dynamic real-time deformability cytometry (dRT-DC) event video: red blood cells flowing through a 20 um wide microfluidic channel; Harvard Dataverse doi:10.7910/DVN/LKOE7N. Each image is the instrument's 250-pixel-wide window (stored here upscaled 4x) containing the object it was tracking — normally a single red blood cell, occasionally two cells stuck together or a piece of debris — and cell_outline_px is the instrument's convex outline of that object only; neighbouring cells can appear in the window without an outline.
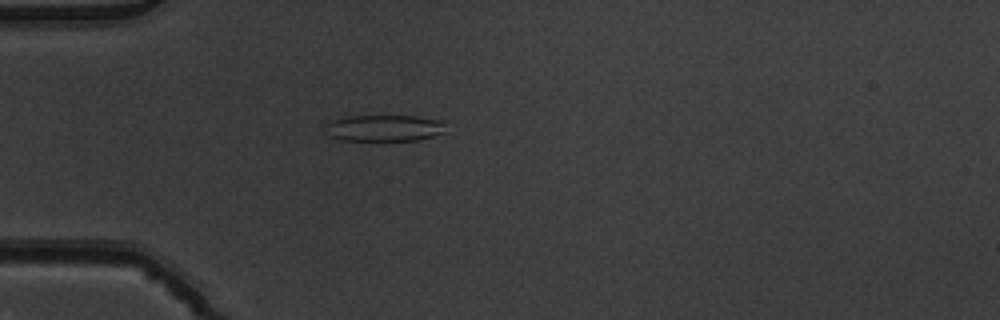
{"species": "common noctule bat (a hibernating species)", "species_latin": "Nyctalus noctula", "temperature_condition": "warm", "stored_images_in_passage": 5, "camera_frame_rate_fps": 3000, "um_per_image_px": 0.085, "animal": {"sex": "male", "body_mass_g": 19.5, "forearm_length_mm": 54.6}, "frame": {"image": 1, "passage_image": 5, "time_ms": 1.333, "image_size_px": [1000, 320], "cell_outline_px": [[444, 132], [420, 140], [340, 140], [332, 136], [328, 124], [332, 120], [348, 116], [416, 116], [444, 120]], "centroid_in_image_um": [32.76, 10.87], "position_along_channel_um": 52.2, "area_um2": 18.21}}